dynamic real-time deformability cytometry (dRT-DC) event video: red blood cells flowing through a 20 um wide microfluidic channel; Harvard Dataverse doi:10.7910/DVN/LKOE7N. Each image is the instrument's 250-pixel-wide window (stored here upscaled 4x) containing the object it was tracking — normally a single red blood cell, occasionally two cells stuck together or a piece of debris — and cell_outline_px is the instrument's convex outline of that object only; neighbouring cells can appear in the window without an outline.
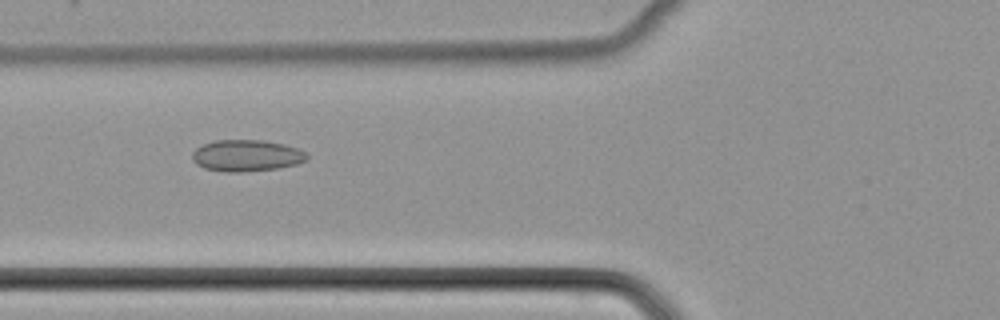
{"species": "common noctule bat (a hibernating species)", "species_latin": "Nyctalus noctula", "temperature_condition": "cold", "stored_images_in_passage": 45, "camera_frame_rate_fps": 3000, "um_per_image_px": 0.085, "animal": {"sex": "female", "body_mass_g": 22.7, "forearm_length_mm": 54.2}, "frame": {"image": 1, "passage_image": 20, "time_ms": 6.333, "image_size_px": [1000, 320], "cell_outline_px": [[308, 160], [296, 164], [280, 168], [240, 172], [224, 172], [204, 168], [196, 164], [192, 160], [192, 152], [196, 148], [204, 144], [216, 140], [264, 140], [284, 144], [300, 148], [308, 152]], "centroid_in_image_um": [20.99, 13.22], "position_along_channel_um": 104.8, "area_um2": 21.39}}
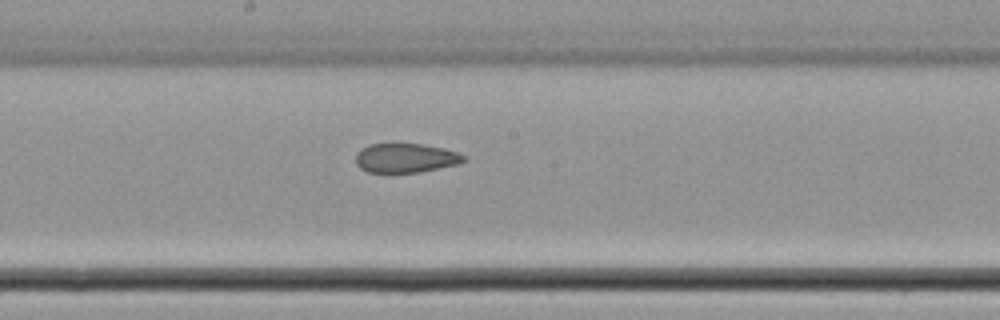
{"frame": {"image": 2, "passage_image": 28, "time_ms": 9.0, "image_size_px": [1000, 320], "cell_outline_px": [[468, 160], [460, 164], [420, 172], [368, 172], [360, 168], [356, 164], [356, 152], [368, 144], [424, 144], [444, 148], [460, 152]], "centroid_in_image_um": [34.52, 13.43], "position_along_channel_um": 213.7, "area_um2": 18.61}}
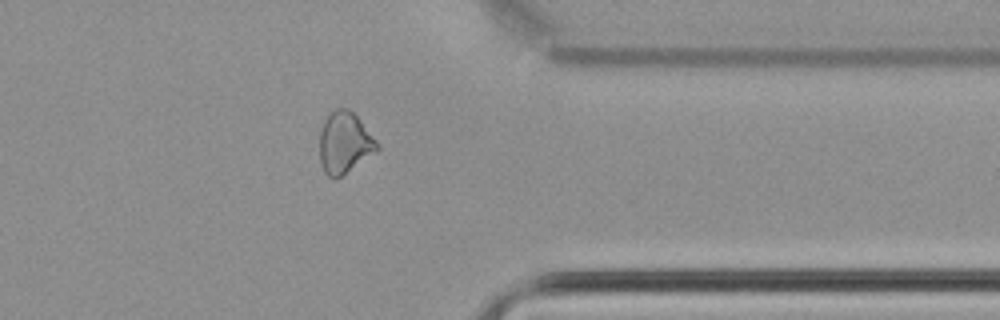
{"frame": {"image": 3, "passage_image": 41, "time_ms": 13.333, "image_size_px": [1000, 320], "cell_outline_px": [[380, 148], [376, 152], [336, 180], [328, 176], [324, 172], [320, 164], [320, 132], [324, 120], [336, 108], [348, 108], [360, 120], [376, 140]], "centroid_in_image_um": [29.28, 12.16], "position_along_channel_um": 382.1, "area_um2": 20.52}}